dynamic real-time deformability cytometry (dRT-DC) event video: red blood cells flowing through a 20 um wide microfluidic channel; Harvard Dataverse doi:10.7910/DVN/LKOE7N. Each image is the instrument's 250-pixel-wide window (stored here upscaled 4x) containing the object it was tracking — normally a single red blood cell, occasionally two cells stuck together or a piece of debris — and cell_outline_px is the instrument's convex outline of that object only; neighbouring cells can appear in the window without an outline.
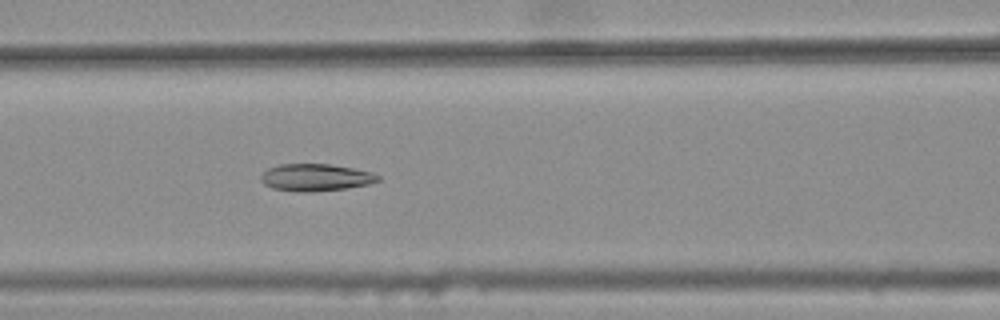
{"species": "common noctule bat (a hibernating species)", "species_latin": "Nyctalus noctula", "temperature_condition": "warm", "stored_images_in_passage": 31, "camera_frame_rate_fps": 3000, "um_per_image_px": 0.085, "animal": {"sex": "female", "body_mass_g": 25.1}, "frame": {"image": 1, "passage_image": 8, "time_ms": 2.333, "image_size_px": [1000, 320], "cell_outline_px": [[380, 180], [368, 184], [344, 188], [308, 192], [300, 192], [272, 188], [264, 184], [260, 180], [260, 176], [268, 168], [276, 164], [328, 164], [352, 168], [372, 172], [380, 176]], "centroid_in_image_um": [26.79, 15.07], "position_along_channel_um": 139.8, "area_um2": 18.44}}
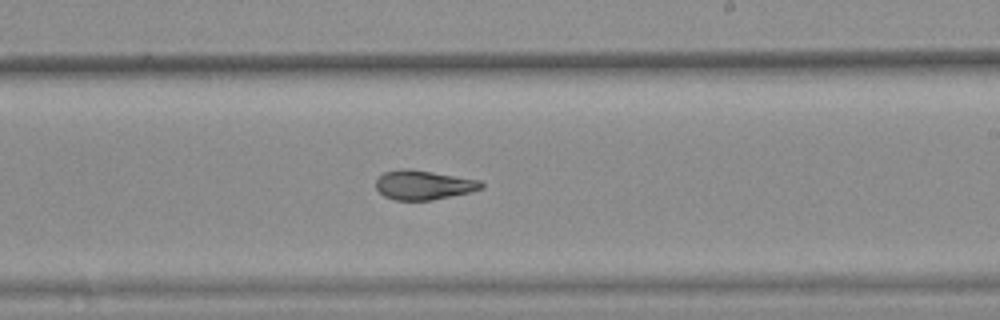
{"frame": {"image": 2, "passage_image": 17, "time_ms": 5.333, "image_size_px": [1000, 320], "cell_outline_px": [[484, 188], [468, 192], [432, 200], [396, 200], [384, 196], [376, 188], [376, 180], [384, 172], [400, 168], [408, 168], [480, 180], [484, 184]], "centroid_in_image_um": [35.98, 15.71], "position_along_channel_um": 253.0, "area_um2": 17.92}}
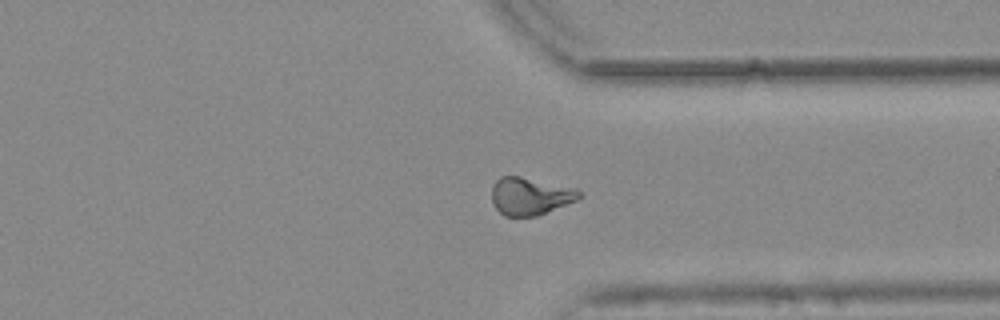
{"frame": {"image": 3, "passage_image": 26, "time_ms": 8.333, "image_size_px": [1000, 320], "cell_outline_px": [[580, 196], [576, 200], [536, 216], [504, 216], [492, 204], [492, 184], [500, 176], [520, 176], [576, 188], [580, 192]], "centroid_in_image_um": [45.01, 16.66], "position_along_channel_um": 366.4, "area_um2": 19.02}, "authors_computed_cell_mechanics": {"area_um2": 18.4382, "velocity_mm_per_s": 3.7859, "shape_relaxation_time_tau1_ms": null, "shape_relaxation_time_tau2_ms": 2.6999, "deformation_change_tau1": null, "deformation_change_tau2": 0.0856}}